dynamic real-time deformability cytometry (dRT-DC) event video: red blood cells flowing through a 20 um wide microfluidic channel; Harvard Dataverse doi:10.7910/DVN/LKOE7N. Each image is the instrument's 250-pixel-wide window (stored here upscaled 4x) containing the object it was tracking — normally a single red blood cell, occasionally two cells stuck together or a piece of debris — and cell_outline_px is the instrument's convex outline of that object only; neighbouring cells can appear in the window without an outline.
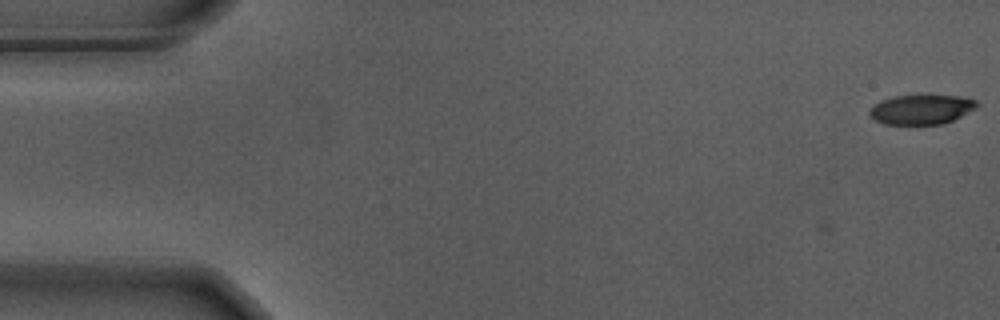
{"species": "Egyptian fruit bat (a non-hibernating species)", "species_latin": "Rousettus aegyptiacus", "temperature_condition": "warm", "stored_images_in_passage": 3, "camera_frame_rate_fps": 3000, "um_per_image_px": 0.085, "animal": {"sex": "male"}, "frame": {"image": 1, "passage_image": 3, "time_ms": 0.667, "image_size_px": [1000, 320], "cell_outline_px": [[980, 104], [976, 108], [944, 124], [884, 124], [876, 120], [868, 112], [880, 100], [892, 96], [960, 96], [976, 100]], "centroid_in_image_um": [78.34, 9.3], "position_along_channel_um": 6.7, "area_um2": 18.26}}